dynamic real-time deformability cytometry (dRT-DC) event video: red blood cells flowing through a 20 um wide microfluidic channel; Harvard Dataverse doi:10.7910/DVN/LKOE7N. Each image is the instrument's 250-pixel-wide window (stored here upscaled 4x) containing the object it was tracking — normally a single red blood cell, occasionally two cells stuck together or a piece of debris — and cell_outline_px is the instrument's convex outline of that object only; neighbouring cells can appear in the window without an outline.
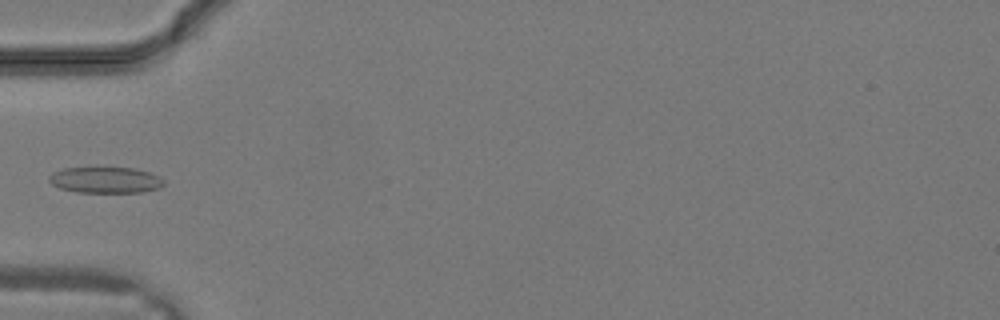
{"species": "common noctule bat (a hibernating species)", "species_latin": "Nyctalus noctula", "temperature_condition": "warm", "stored_images_in_passage": 3, "camera_frame_rate_fps": 3000, "um_per_image_px": 0.085, "animal": {"sex": "male", "body_mass_g": 19.2, "forearm_length_mm": 51.8}, "frame": {"image": 1, "passage_image": 2, "time_ms": 0.333, "image_size_px": [1000, 320], "cell_outline_px": [[164, 184], [160, 188], [140, 192], [76, 192], [60, 188], [52, 184], [48, 180], [48, 176], [52, 172], [64, 168], [132, 168], [148, 172], [160, 176], [164, 180]], "centroid_in_image_um": [8.95, 15.3], "position_along_channel_um": 76.0, "area_um2": 17.4}}